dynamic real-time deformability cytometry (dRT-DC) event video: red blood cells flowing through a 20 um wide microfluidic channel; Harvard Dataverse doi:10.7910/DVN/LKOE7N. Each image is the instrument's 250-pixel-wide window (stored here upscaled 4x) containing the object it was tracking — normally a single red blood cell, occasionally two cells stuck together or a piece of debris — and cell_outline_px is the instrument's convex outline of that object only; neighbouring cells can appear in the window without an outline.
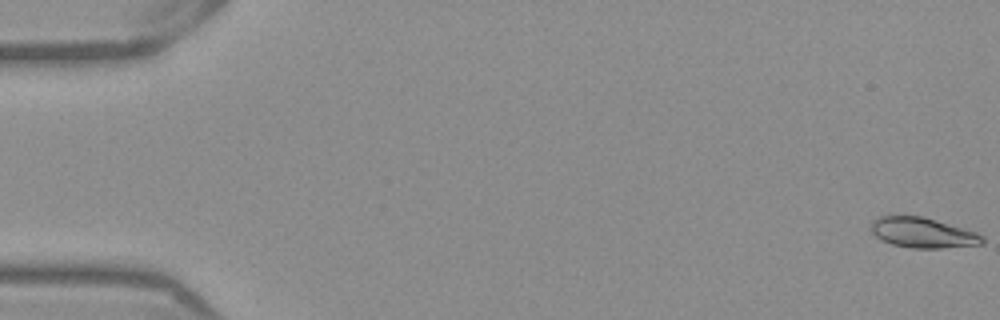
{"species": "Egyptian fruit bat (a non-hibernating species)", "species_latin": "Rousettus aegyptiacus", "temperature_condition": "warm", "stored_images_in_passage": 53, "camera_frame_rate_fps": 3000, "um_per_image_px": 0.085, "frame": {"image": 1, "passage_image": 1, "time_ms": 0.0, "image_size_px": [1000, 320], "cell_outline_px": [[984, 244], [944, 248], [912, 248], [892, 244], [880, 240], [868, 228], [872, 220], [880, 216], [924, 216], [976, 232], [984, 236]], "centroid_in_image_um": [78.42, 19.78], "position_along_channel_um": 6.6, "area_um2": 19.83}}
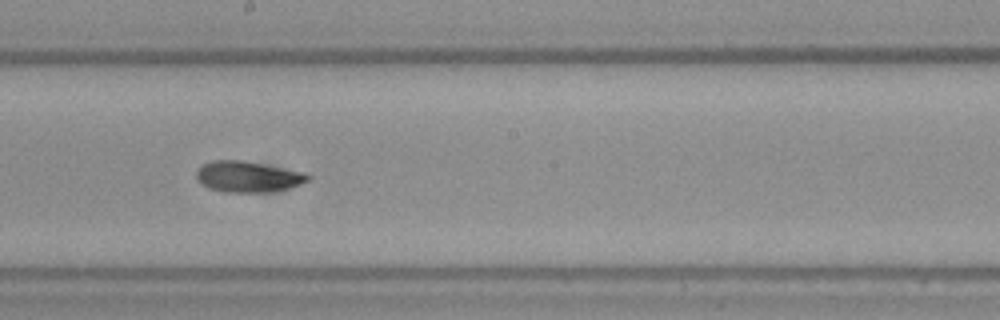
{"frame": {"image": 2, "passage_image": 30, "time_ms": 9.667, "image_size_px": [1000, 320], "cell_outline_px": [[312, 180], [288, 188], [268, 192], [224, 192], [212, 188], [204, 184], [196, 176], [196, 172], [204, 164], [212, 160], [240, 160], [308, 172], [312, 176]], "centroid_in_image_um": [21.17, 15.01], "position_along_channel_um": 227.0, "area_um2": 20.0}}
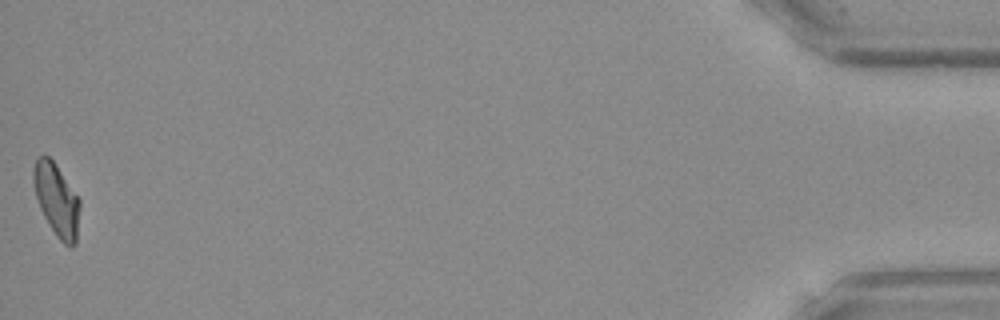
{"frame": {"image": 3, "passage_image": 53, "time_ms": 17.333, "image_size_px": [1000, 320], "cell_outline_px": [[80, 208], [76, 244], [72, 248], [64, 244], [56, 236], [44, 216], [40, 208], [36, 196], [32, 180], [32, 172], [36, 160], [40, 156], [48, 156], [56, 164], [80, 200]], "centroid_in_image_um": [4.82, 17.01], "position_along_channel_um": 430.4, "area_um2": 19.54}, "authors_computed_cell_mechanics": {"area_um2": 19.8254, "velocity_mm_per_s": 3.9064, "shape_relaxation_time_tau1_ms": 6.0704, "shape_relaxation_time_tau2_ms": 2.6958, "deformation_change_tau1": 0.1729, "deformation_change_tau2": 0.0677}}